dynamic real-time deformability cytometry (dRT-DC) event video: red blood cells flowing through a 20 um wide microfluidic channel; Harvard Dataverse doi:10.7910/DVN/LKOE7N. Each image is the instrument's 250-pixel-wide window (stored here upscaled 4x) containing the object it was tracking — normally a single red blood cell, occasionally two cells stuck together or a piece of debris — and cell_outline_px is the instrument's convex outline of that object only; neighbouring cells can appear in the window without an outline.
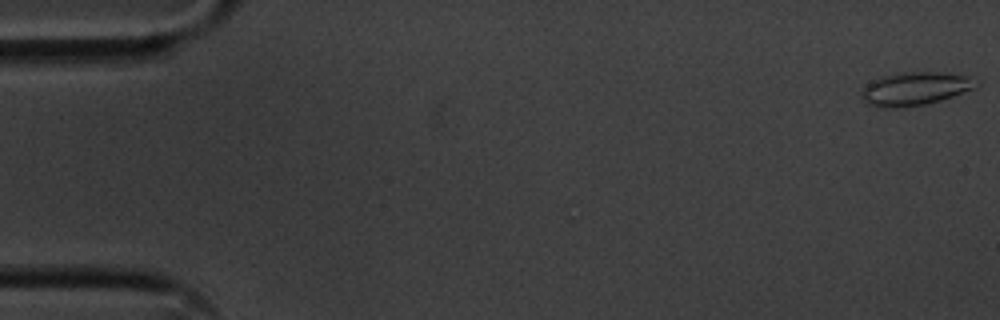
{"species": "common noctule bat (a hibernating species)", "species_latin": "Nyctalus noctula", "temperature_condition": "cold", "stored_images_in_passage": 8, "camera_frame_rate_fps": 3000, "um_per_image_px": 0.085, "animal": {"sex": "male", "body_mass_g": 20.1, "forearm_length_mm": 53.5}, "frame": {"image": 1, "passage_image": 1, "time_ms": 0.0, "image_size_px": [1000, 320], "cell_outline_px": [[980, 84], [976, 88], [940, 100], [924, 104], [904, 108], [884, 108], [868, 104], [860, 96], [864, 88], [872, 80], [880, 76], [896, 72], [944, 72], [968, 76], [980, 80]], "centroid_in_image_um": [77.81, 7.53], "position_along_channel_um": 7.2, "area_um2": 22.54}}